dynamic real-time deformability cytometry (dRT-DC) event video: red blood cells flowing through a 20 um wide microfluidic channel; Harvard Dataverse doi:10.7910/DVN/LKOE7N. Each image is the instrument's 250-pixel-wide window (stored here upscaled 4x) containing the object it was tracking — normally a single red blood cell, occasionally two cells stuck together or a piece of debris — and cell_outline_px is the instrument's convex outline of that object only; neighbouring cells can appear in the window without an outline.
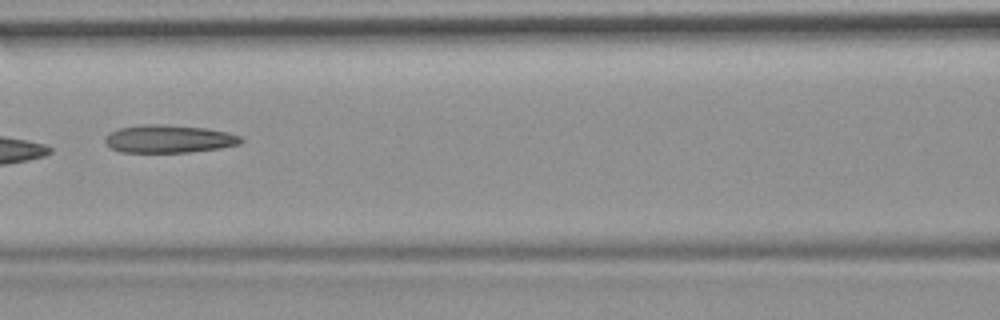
{"species": "common noctule bat (a hibernating species)", "species_latin": "Nyctalus noctula", "temperature_condition": "room temperature", "stored_images_in_passage": 10, "camera_frame_rate_fps": 3000, "um_per_image_px": 0.085, "animal": {"sex": "female", "body_mass_g": 19.9}, "frame": {"image": 1, "passage_image": 7, "time_ms": 8.0, "image_size_px": [1000, 320], "cell_outline_px": [[244, 140], [240, 144], [220, 148], [188, 152], [120, 152], [112, 148], [104, 140], [104, 136], [120, 128], [140, 124], [168, 124], [204, 128], [228, 132], [240, 136]], "centroid_in_image_um": [14.37, 11.8], "position_along_channel_um": 152.2, "area_um2": 22.08}}